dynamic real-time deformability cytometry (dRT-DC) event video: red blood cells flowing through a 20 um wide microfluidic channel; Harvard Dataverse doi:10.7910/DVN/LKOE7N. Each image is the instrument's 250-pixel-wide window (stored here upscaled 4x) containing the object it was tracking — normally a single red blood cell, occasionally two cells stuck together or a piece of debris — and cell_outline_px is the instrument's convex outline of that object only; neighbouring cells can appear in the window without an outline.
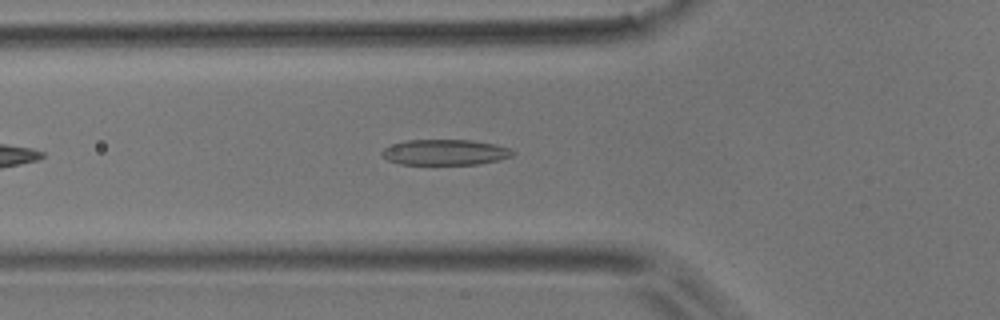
{"species": "common noctule bat (a hibernating species)", "species_latin": "Nyctalus noctula", "temperature_condition": "room temperature", "stored_images_in_passage": 26, "camera_frame_rate_fps": 3000, "um_per_image_px": 0.085, "animal": {"sex": "male", "body_mass_g": 17.9}, "frame": {"image": 1, "passage_image": 7, "time_ms": 2.0, "image_size_px": [1000, 320], "cell_outline_px": [[516, 152], [512, 156], [500, 160], [480, 164], [400, 164], [388, 160], [380, 156], [380, 152], [384, 148], [392, 144], [408, 140], [472, 140], [496, 144], [508, 148]], "centroid_in_image_um": [37.83, 12.94], "position_along_channel_um": 88.0, "area_um2": 19.65}}
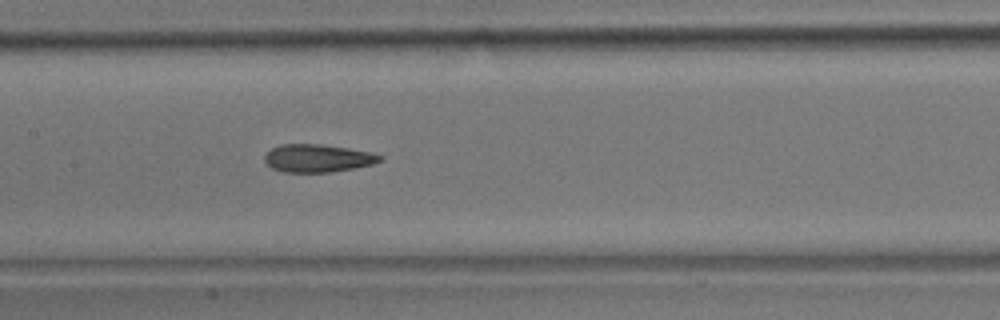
{"frame": {"image": 2, "passage_image": 14, "time_ms": 4.333, "image_size_px": [1000, 320], "cell_outline_px": [[384, 160], [372, 164], [352, 168], [328, 172], [284, 172], [272, 168], [264, 160], [264, 156], [272, 148], [280, 144], [320, 144], [348, 148], [372, 152], [384, 156]], "centroid_in_image_um": [27.02, 13.44], "position_along_channel_um": 180.4, "area_um2": 18.67}}
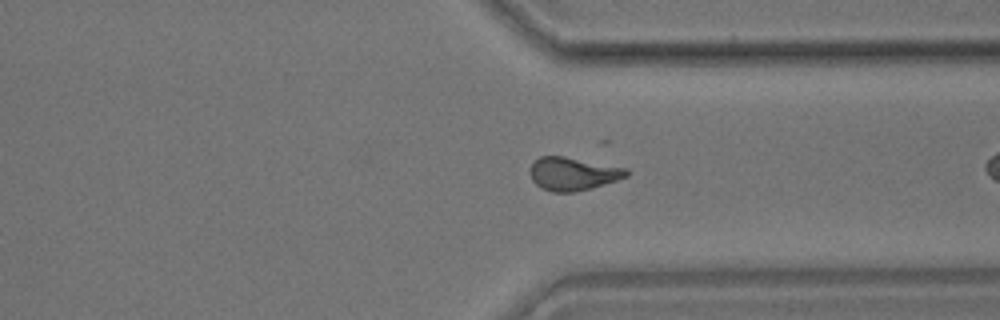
{"frame": {"image": 3, "passage_image": 25, "time_ms": 8.0, "image_size_px": [1000, 320], "cell_outline_px": [[628, 176], [592, 188], [576, 192], [552, 192], [540, 188], [532, 180], [528, 172], [532, 164], [540, 156], [564, 156], [628, 168]], "centroid_in_image_um": [48.68, 14.77], "position_along_channel_um": 362.7, "area_um2": 18.73}}